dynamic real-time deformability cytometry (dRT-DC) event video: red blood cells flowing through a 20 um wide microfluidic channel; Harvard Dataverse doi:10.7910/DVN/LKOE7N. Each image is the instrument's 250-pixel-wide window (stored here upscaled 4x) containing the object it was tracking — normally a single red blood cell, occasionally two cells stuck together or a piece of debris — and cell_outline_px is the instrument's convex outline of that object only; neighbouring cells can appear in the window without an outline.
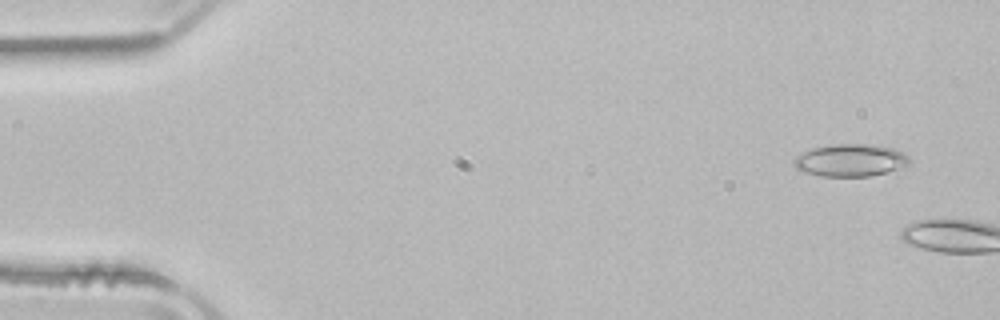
{"species": "common noctule bat (a hibernating species)", "species_latin": "Nyctalus noctula", "temperature_condition": "room temperature", "stored_images_in_passage": 4, "camera_frame_rate_fps": 3000, "um_per_image_px": 0.085, "animal": {"sex": "male", "body_mass_g": 21.5, "forearm_length_mm": 52.0}, "frame": {"image": 1, "passage_image": 2, "time_ms": 0.333, "image_size_px": [1000, 320], "cell_outline_px": [[908, 164], [872, 176], [820, 176], [804, 172], [796, 168], [792, 164], [792, 160], [796, 156], [812, 148], [832, 144], [864, 144], [896, 148], [904, 152], [908, 156]], "centroid_in_image_um": [72.24, 13.61], "position_along_channel_um": 12.8, "area_um2": 21.68}}